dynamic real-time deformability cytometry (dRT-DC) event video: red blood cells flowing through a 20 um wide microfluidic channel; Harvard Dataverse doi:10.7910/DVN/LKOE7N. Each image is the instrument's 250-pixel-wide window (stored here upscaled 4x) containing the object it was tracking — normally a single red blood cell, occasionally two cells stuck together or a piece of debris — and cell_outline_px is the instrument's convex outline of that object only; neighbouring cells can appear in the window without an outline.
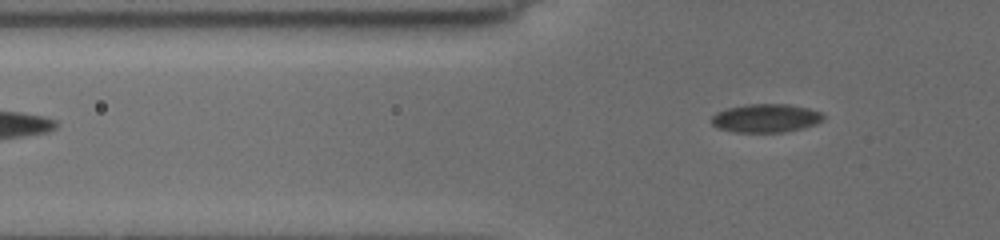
{"species": "common noctule bat (a hibernating species)", "species_latin": "Nyctalus noctula", "temperature_condition": "cold", "stored_images_in_passage": 7, "camera_frame_rate_fps": 3000, "um_per_image_px": 0.085, "animal": {"sex": "female", "body_mass_g": 19.5, "forearm_length_mm": 54.1}, "frame": {"image": 1, "passage_image": 7, "time_ms": 6.333, "image_size_px": [1000, 240], "cell_outline_px": [[824, 116], [816, 124], [800, 128], [780, 132], [736, 132], [720, 128], [712, 124], [712, 116], [716, 112], [728, 108], [748, 104], [784, 104], [808, 108], [820, 112]], "centroid_in_image_um": [65.07, 10.04], "position_along_channel_um": 60.7, "area_um2": 18.15}}